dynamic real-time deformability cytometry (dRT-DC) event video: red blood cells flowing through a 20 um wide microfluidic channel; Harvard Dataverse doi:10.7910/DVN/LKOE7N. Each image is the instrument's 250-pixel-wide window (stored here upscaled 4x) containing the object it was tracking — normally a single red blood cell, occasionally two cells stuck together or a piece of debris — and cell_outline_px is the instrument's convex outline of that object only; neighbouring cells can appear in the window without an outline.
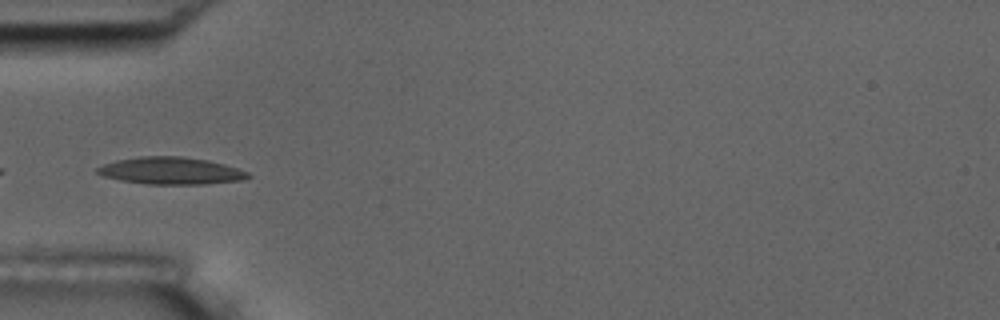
{"species": "common noctule bat (a hibernating species)", "species_latin": "Nyctalus noctula", "temperature_condition": "room temperature", "stored_images_in_passage": 7, "camera_frame_rate_fps": 3000, "um_per_image_px": 0.085, "animal": {"sex": "male", "body_mass_g": 17.5, "forearm_length_mm": 52.3}, "frame": {"image": 1, "passage_image": 5, "time_ms": 4.667, "image_size_px": [1000, 320], "cell_outline_px": [[252, 176], [244, 180], [204, 184], [148, 184], [120, 180], [104, 176], [96, 172], [96, 168], [104, 164], [116, 160], [140, 156], [180, 156], [208, 160], [224, 164], [248, 172]], "centroid_in_image_um": [14.54, 14.51], "position_along_channel_um": 70.5, "area_um2": 23.81}}